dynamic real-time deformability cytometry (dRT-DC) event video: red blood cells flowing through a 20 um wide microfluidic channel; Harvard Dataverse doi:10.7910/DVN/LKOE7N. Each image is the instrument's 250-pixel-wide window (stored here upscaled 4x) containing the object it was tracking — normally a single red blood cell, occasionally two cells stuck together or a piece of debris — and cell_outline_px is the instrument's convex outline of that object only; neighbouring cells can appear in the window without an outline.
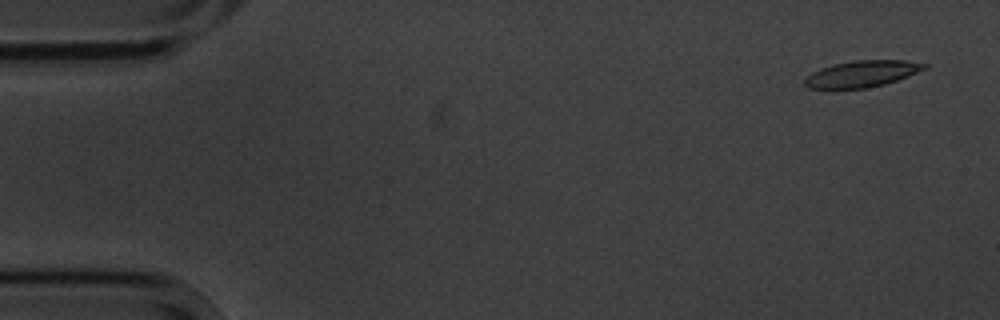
{"species": "common noctule bat (a hibernating species)", "species_latin": "Nyctalus noctula", "temperature_condition": "cold", "stored_images_in_passage": 8, "camera_frame_rate_fps": 3000, "um_per_image_px": 0.085, "animal": {"sex": "male", "body_mass_g": 20.1, "forearm_length_mm": 53.5}, "frame": {"image": 1, "passage_image": 1, "time_ms": 0.0, "image_size_px": [1000, 320], "cell_outline_px": [[928, 68], [908, 76], [884, 84], [864, 88], [808, 88], [804, 84], [804, 80], [812, 72], [820, 68], [832, 64], [856, 60], [904, 60], [928, 64]], "centroid_in_image_um": [73.28, 6.26], "position_along_channel_um": 11.7, "area_um2": 18.32}}
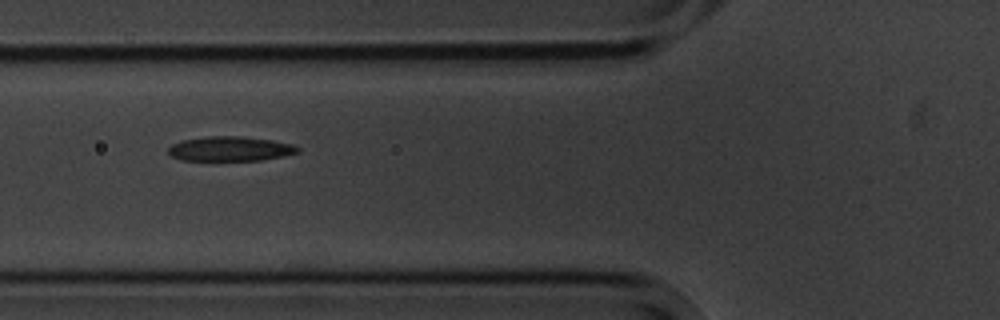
{"frame": {"image": 2, "passage_image": 6, "time_ms": 6.0, "image_size_px": [1000, 320], "cell_outline_px": [[300, 152], [284, 156], [260, 160], [180, 160], [172, 156], [168, 152], [168, 148], [172, 144], [184, 140], [208, 136], [244, 136], [272, 140], [292, 144], [300, 148]], "centroid_in_image_um": [19.59, 12.64], "position_along_channel_um": 106.2, "area_um2": 18.55}}
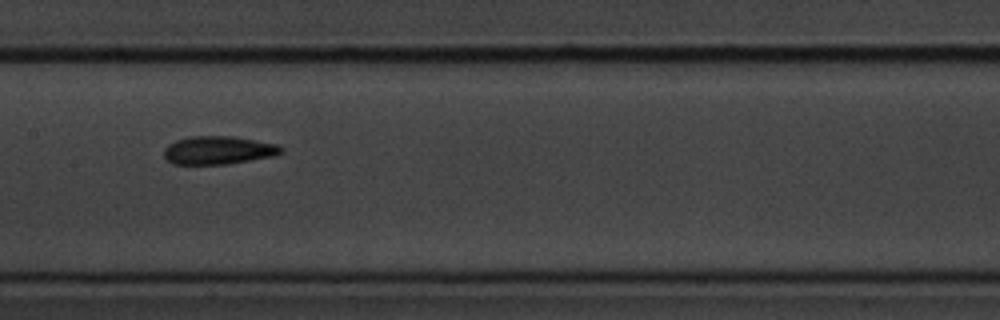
{"frame": {"image": 3, "passage_image": 8, "time_ms": 8.333, "image_size_px": [1000, 320], "cell_outline_px": [[284, 152], [272, 156], [224, 164], [172, 164], [164, 156], [164, 148], [168, 144], [176, 140], [188, 136], [232, 136], [276, 144], [284, 148]], "centroid_in_image_um": [18.53, 12.76], "position_along_channel_um": 188.9, "area_um2": 19.13}}